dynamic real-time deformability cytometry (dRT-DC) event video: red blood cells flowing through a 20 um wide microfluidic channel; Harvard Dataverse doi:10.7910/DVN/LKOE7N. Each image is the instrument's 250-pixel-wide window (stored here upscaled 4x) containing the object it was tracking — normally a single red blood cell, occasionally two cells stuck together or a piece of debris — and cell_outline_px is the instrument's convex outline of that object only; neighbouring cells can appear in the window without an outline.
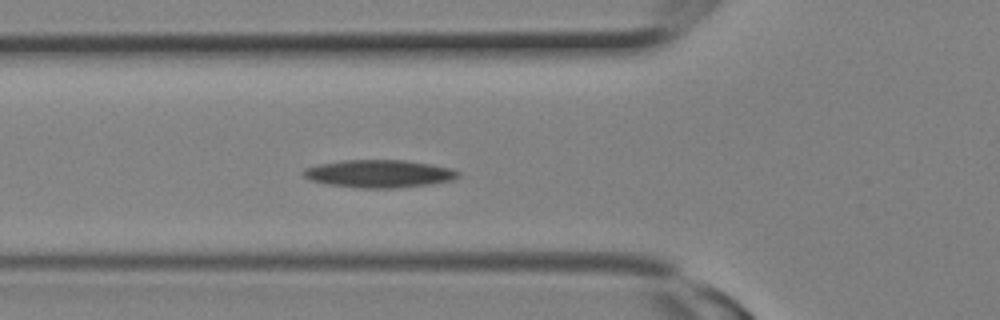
{"species": "Egyptian fruit bat (a non-hibernating species)", "species_latin": "Rousettus aegyptiacus", "temperature_condition": "room temperature", "stored_images_in_passage": 8, "camera_frame_rate_fps": 3000, "um_per_image_px": 0.085, "animal": {"sex": "female"}, "frame": {"image": 1, "passage_image": 8, "time_ms": 2.333, "image_size_px": [1000, 320], "cell_outline_px": [[460, 176], [456, 180], [428, 184], [396, 188], [360, 188], [328, 184], [312, 180], [304, 176], [300, 172], [304, 168], [316, 164], [340, 160], [404, 160], [428, 164], [448, 168], [460, 172]], "centroid_in_image_um": [32.19, 14.76], "position_along_channel_um": 93.6, "area_um2": 25.03}}